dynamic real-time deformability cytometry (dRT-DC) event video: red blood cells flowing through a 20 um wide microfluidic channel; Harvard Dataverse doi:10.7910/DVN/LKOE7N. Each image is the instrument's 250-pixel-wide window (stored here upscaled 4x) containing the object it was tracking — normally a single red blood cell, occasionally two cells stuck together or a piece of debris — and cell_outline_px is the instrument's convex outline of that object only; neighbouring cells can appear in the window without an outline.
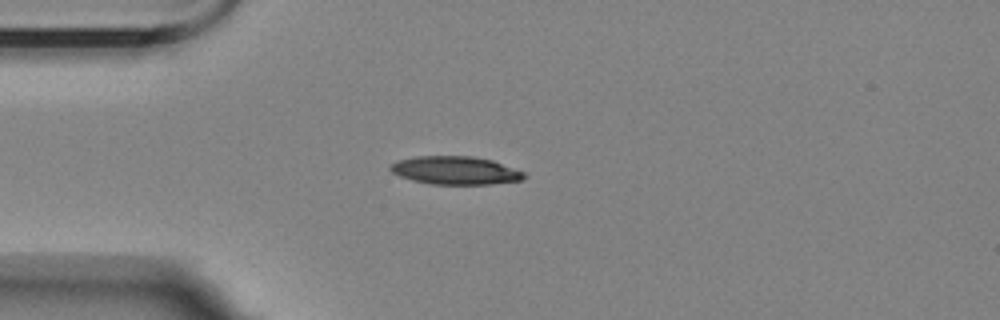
{"species": "Egyptian fruit bat (a non-hibernating species)", "species_latin": "Rousettus aegyptiacus", "temperature_condition": "room temperature", "stored_images_in_passage": 7, "camera_frame_rate_fps": 3000, "um_per_image_px": 0.085, "animal": {"sex": "female"}, "frame": {"image": 1, "passage_image": 2, "time_ms": 1.333, "image_size_px": [1000, 320], "cell_outline_px": [[528, 176], [520, 180], [488, 184], [432, 184], [412, 180], [400, 176], [392, 172], [388, 168], [396, 160], [416, 156], [472, 156], [492, 160], [524, 172]], "centroid_in_image_um": [38.68, 14.48], "position_along_channel_um": 46.3, "area_um2": 21.85}}
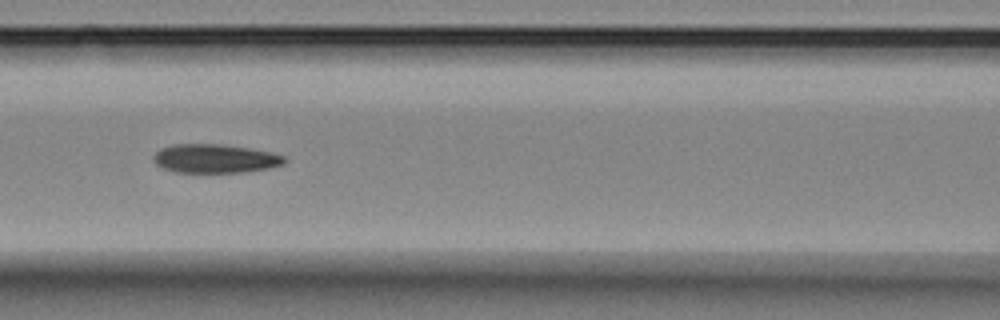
{"frame": {"image": 2, "passage_image": 5, "time_ms": 4.667, "image_size_px": [1000, 320], "cell_outline_px": [[288, 160], [284, 164], [268, 168], [244, 172], [176, 172], [164, 168], [156, 164], [152, 156], [160, 148], [172, 144], [220, 144], [248, 148], [268, 152], [284, 156]], "centroid_in_image_um": [18.26, 13.47], "position_along_channel_um": 148.3, "area_um2": 21.85}}
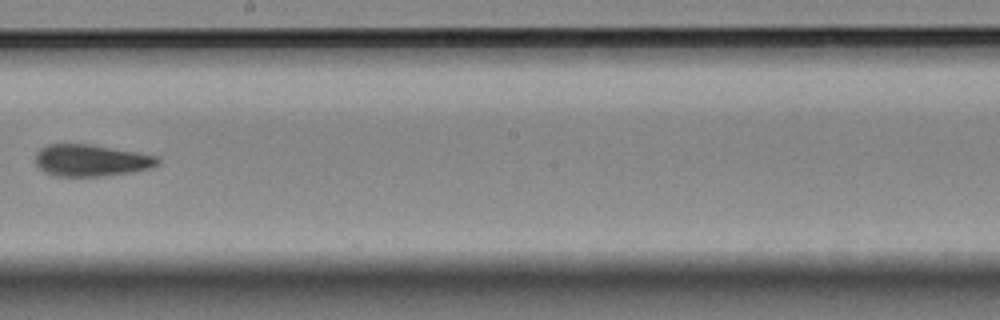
{"frame": {"image": 3, "passage_image": 7, "time_ms": 7.333, "image_size_px": [1000, 320], "cell_outline_px": [[160, 164], [148, 168], [132, 172], [100, 176], [56, 176], [44, 172], [36, 164], [36, 152], [40, 148], [48, 144], [92, 144], [160, 156]], "centroid_in_image_um": [7.76, 13.62], "position_along_channel_um": 240.4, "area_um2": 22.77}}